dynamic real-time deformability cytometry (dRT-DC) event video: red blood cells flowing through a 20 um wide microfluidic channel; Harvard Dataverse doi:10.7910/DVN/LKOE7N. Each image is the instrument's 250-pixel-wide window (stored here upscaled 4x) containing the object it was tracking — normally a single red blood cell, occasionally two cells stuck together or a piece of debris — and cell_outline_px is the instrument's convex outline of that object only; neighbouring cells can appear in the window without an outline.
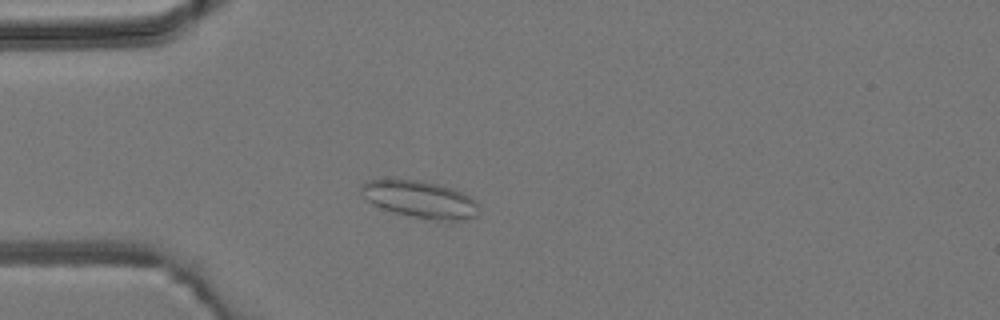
{"species": "common noctule bat (a hibernating species)", "species_latin": "Nyctalus noctula", "temperature_condition": "room temperature", "stored_images_in_passage": 3, "camera_frame_rate_fps": 3000, "um_per_image_px": 0.085, "animal": {"sex": "male", "body_mass_g": 19.2, "forearm_length_mm": 51.8}, "frame": {"image": 1, "passage_image": 3, "time_ms": 2.333, "image_size_px": [1000, 320], "cell_outline_px": [[476, 216], [452, 224], [428, 220], [396, 212], [372, 204], [360, 192], [360, 184], [368, 180], [392, 176], [420, 180], [452, 188], [476, 200]], "centroid_in_image_um": [35.66, 16.93], "position_along_channel_um": 49.3, "area_um2": 26.24}}